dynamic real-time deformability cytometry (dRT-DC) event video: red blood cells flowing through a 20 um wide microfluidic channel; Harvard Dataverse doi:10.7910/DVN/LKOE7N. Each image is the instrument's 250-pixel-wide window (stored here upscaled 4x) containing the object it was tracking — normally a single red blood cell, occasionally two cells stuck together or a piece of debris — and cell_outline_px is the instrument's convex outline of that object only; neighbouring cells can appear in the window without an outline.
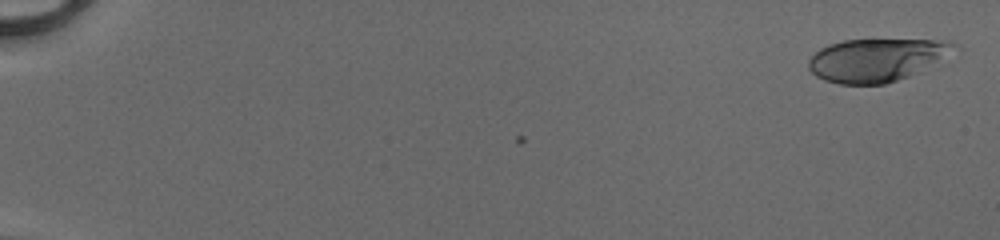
{"species": "human", "species_latin": "Homo sapiens", "temperature_condition": "cold", "stored_images_in_passage": 51, "camera_frame_rate_fps": 3000, "um_per_image_px": 0.085, "donor": {"sex": "male"}, "frame": {"image": 1, "passage_image": 1, "time_ms": 0.0, "image_size_px": [1000, 240], "cell_outline_px": [[956, 44], [936, 60], [916, 72], [908, 76], [884, 84], [840, 84], [824, 80], [816, 76], [808, 68], [808, 60], [820, 48], [828, 44], [844, 40], [948, 40]], "centroid_in_image_um": [74.35, 5.09], "position_along_channel_um": 10.6, "area_um2": 35.37}}
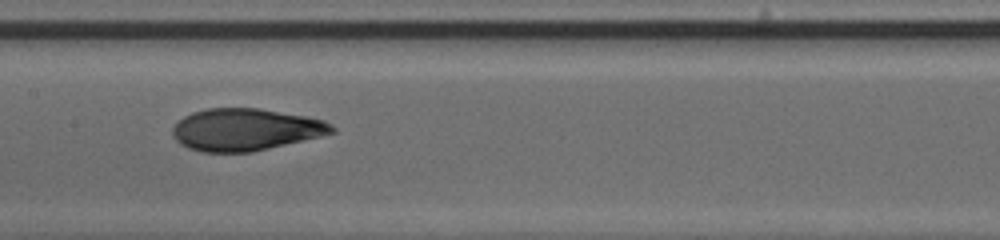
{"frame": {"image": 2, "passage_image": 28, "time_ms": 9.0, "image_size_px": [1000, 240], "cell_outline_px": [[336, 132], [320, 136], [252, 152], [200, 152], [188, 148], [180, 144], [172, 136], [172, 128], [184, 116], [192, 112], [208, 108], [260, 108], [308, 116], [324, 120], [332, 124], [336, 128]], "centroid_in_image_um": [20.87, 11.01], "position_along_channel_um": 186.5, "area_um2": 39.25}}
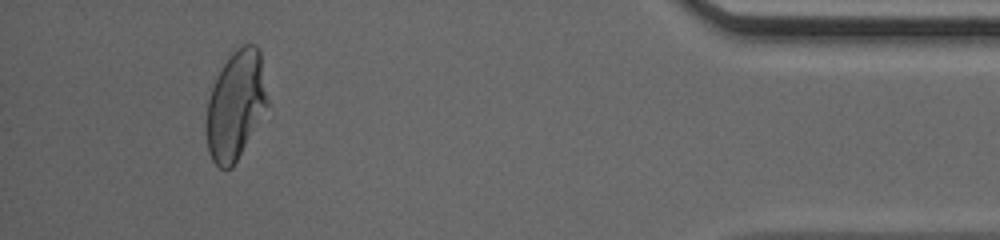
{"frame": {"image": 3, "passage_image": 48, "time_ms": 15.667, "image_size_px": [1000, 240], "cell_outline_px": [[268, 104], [232, 168], [220, 168], [212, 160], [208, 152], [208, 100], [216, 76], [232, 52], [236, 48], [244, 44], [256, 44], [260, 52], [268, 100]], "centroid_in_image_um": [20.04, 8.9], "position_along_channel_um": 415.2, "area_um2": 37.74}, "authors_computed_cell_mechanics": {"area_um2": 38.6682, "velocity_mm_per_s": 4.1756, "shape_relaxation_time_tau1_ms": 4.3117, "shape_relaxation_time_tau2_ms": 1.0004, "deformation_change_tau1": 0.1998, "deformation_change_tau2": 0.0614}}